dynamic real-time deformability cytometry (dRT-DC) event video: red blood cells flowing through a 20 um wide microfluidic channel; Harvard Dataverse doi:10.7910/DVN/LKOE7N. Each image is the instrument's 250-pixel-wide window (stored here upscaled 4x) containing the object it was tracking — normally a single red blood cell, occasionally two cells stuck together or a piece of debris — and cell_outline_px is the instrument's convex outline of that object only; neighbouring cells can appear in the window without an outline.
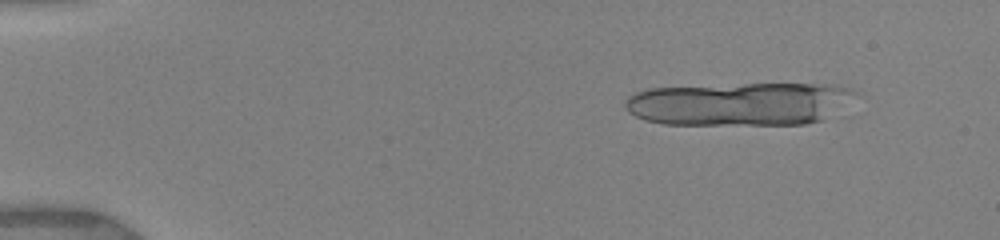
{"species": "human", "species_latin": "Homo sapiens", "temperature_condition": "warm", "stored_images_in_passage": 21, "camera_frame_rate_fps": 3000, "um_per_image_px": 0.085, "donor": {"sex": "female"}, "frame": {"image": 1, "passage_image": 6, "time_ms": 1.667, "image_size_px": [1000, 240], "cell_outline_px": [[864, 96], [824, 120], [804, 124], [664, 124], [644, 120], [628, 112], [624, 108], [624, 100], [628, 96], [636, 92], [648, 88], [744, 84], [840, 84], [860, 92]], "centroid_in_image_um": [62.99, 8.82], "position_along_channel_um": 22.0, "area_um2": 59.07}}